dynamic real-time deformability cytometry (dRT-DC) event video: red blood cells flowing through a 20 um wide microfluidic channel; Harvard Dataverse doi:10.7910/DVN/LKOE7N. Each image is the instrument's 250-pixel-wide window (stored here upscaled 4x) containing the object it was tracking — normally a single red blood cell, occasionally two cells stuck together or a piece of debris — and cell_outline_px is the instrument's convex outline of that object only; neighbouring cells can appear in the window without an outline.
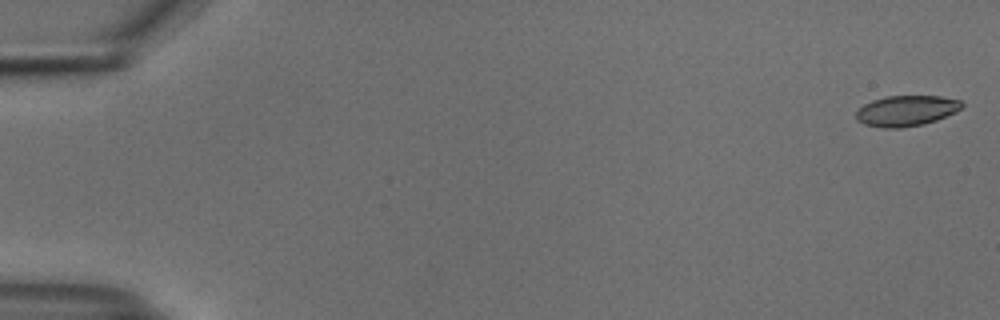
{"species": "common noctule bat (a hibernating species)", "species_latin": "Nyctalus noctula", "temperature_condition": "cold", "stored_images_in_passage": 8, "camera_frame_rate_fps": 3000, "um_per_image_px": 0.085, "animal": {"sex": "male", "body_mass_g": 18.8}, "frame": {"image": 1, "passage_image": 1, "time_ms": 0.0, "image_size_px": [1000, 320], "cell_outline_px": [[964, 104], [956, 112], [936, 120], [924, 124], [900, 128], [884, 128], [864, 124], [856, 120], [856, 112], [864, 104], [872, 100], [884, 96], [940, 96], [960, 100]], "centroid_in_image_um": [77.02, 9.41], "position_along_channel_um": 8.0, "area_um2": 18.9}}